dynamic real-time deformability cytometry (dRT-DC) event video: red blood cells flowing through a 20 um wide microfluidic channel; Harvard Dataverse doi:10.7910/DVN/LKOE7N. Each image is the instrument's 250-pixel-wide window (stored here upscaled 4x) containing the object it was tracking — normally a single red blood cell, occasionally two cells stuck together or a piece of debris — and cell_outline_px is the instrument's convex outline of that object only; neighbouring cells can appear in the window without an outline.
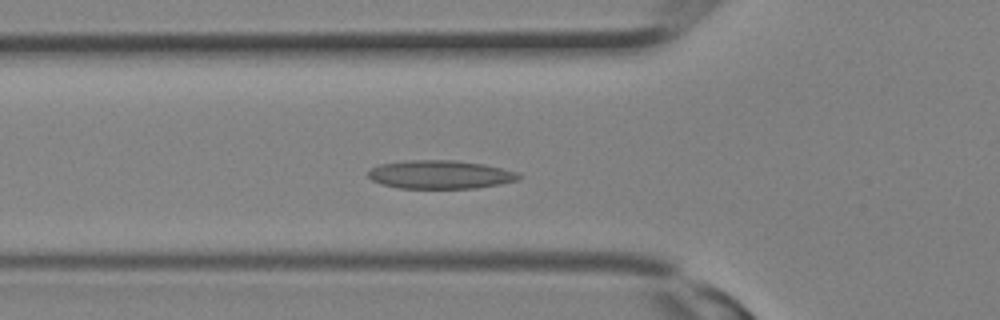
{"species": "Egyptian fruit bat (a non-hibernating species)", "species_latin": "Rousettus aegyptiacus", "temperature_condition": "room temperature", "stored_images_in_passage": 16, "camera_frame_rate_fps": 3000, "um_per_image_px": 0.085, "animal": {"sex": "female"}, "frame": {"image": 1, "passage_image": 10, "time_ms": 3.0, "image_size_px": [1000, 320], "cell_outline_px": [[520, 180], [500, 184], [476, 188], [400, 188], [380, 184], [372, 180], [368, 176], [368, 172], [372, 168], [380, 164], [404, 160], [456, 160], [484, 164], [516, 172], [520, 176]], "centroid_in_image_um": [37.4, 14.83], "position_along_channel_um": 88.4, "area_um2": 24.97}}
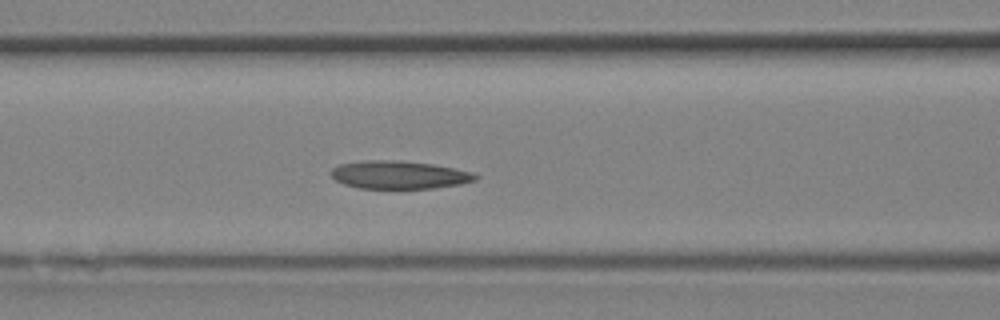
{"frame": {"image": 2, "passage_image": 12, "time_ms": 3.667, "image_size_px": [1000, 320], "cell_outline_px": [[480, 176], [476, 180], [460, 184], [432, 188], [360, 188], [344, 184], [336, 180], [328, 172], [332, 168], [340, 164], [360, 160], [404, 160], [432, 164], [476, 172]], "centroid_in_image_um": [33.94, 14.84], "position_along_channel_um": 132.7, "area_um2": 23.81}}
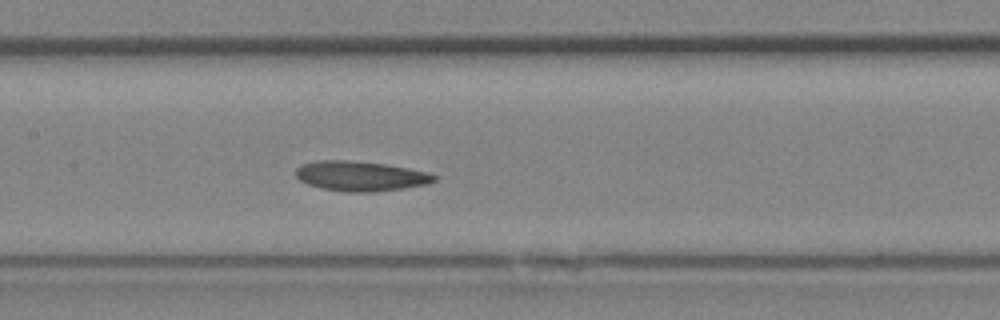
{"frame": {"image": 3, "passage_image": 14, "time_ms": 4.333, "image_size_px": [1000, 320], "cell_outline_px": [[436, 180], [428, 184], [404, 188], [372, 192], [348, 192], [324, 188], [308, 184], [300, 180], [296, 176], [296, 168], [304, 164], [320, 160], [348, 160], [384, 164], [408, 168], [428, 172], [436, 176]], "centroid_in_image_um": [30.67, 14.97], "position_along_channel_um": 176.7, "area_um2": 23.87}}